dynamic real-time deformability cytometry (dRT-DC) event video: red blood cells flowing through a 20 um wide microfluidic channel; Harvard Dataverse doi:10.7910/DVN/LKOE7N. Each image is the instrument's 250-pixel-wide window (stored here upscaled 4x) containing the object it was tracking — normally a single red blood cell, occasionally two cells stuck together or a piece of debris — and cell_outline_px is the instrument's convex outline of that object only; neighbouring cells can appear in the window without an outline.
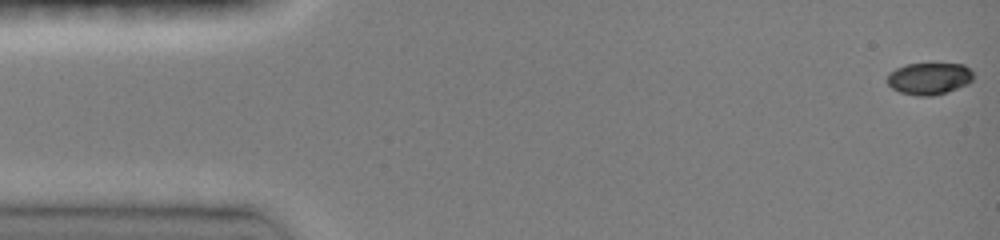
{"species": "common noctule bat (a hibernating species)", "species_latin": "Nyctalus noctula", "temperature_condition": "room temperature", "stored_images_in_passage": 46, "camera_frame_rate_fps": 3000, "um_per_image_px": 0.085, "animal": {"sex": "female", "body_mass_g": 19.0, "forearm_length_mm": 51.5}, "frame": {"image": 1, "passage_image": 1, "time_ms": 0.0, "image_size_px": [1000, 240], "cell_outline_px": [[972, 80], [968, 84], [932, 96], [916, 96], [900, 92], [892, 88], [884, 80], [888, 72], [896, 68], [908, 64], [964, 64], [972, 72]], "centroid_in_image_um": [78.91, 6.68], "position_along_channel_um": 6.1, "area_um2": 16.01}}
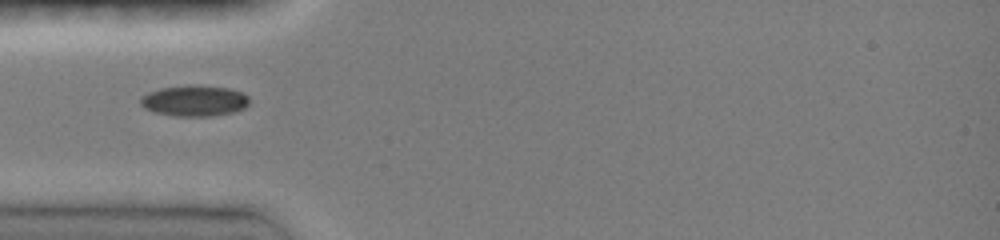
{"frame": {"image": 2, "passage_image": 14, "time_ms": 4.667, "image_size_px": [1000, 240], "cell_outline_px": [[248, 104], [244, 108], [232, 112], [212, 116], [172, 116], [152, 112], [144, 108], [140, 104], [140, 96], [148, 92], [160, 88], [228, 88], [244, 92], [248, 96]], "centroid_in_image_um": [16.49, 8.62], "position_along_channel_um": 68.5, "area_um2": 18.9}}
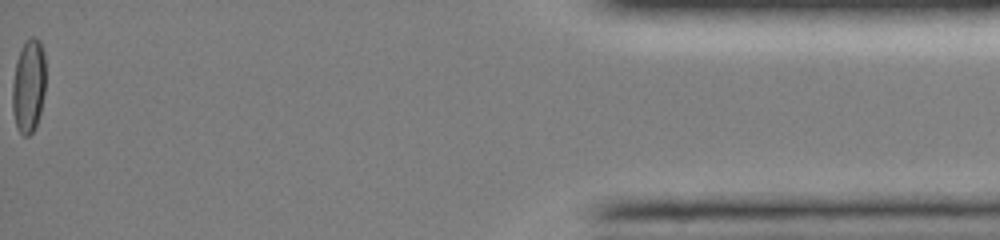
{"frame": {"image": 3, "passage_image": 46, "time_ms": 15.667, "image_size_px": [1000, 240], "cell_outline_px": [[44, 92], [40, 112], [36, 124], [32, 132], [28, 136], [24, 136], [16, 128], [12, 112], [12, 84], [16, 60], [24, 40], [32, 36], [36, 36], [40, 40], [44, 52]], "centroid_in_image_um": [2.4, 7.27], "position_along_channel_um": 432.8, "area_um2": 18.32}, "authors_computed_cell_mechanics": {"area_um2": 17.8891, "velocity_mm_per_s": 4.0812, "shape_relaxation_time_tau1_ms": 4.3259, "shape_relaxation_time_tau2_ms": null, "deformation_change_tau1": 0.1583, "deformation_change_tau2": null}}